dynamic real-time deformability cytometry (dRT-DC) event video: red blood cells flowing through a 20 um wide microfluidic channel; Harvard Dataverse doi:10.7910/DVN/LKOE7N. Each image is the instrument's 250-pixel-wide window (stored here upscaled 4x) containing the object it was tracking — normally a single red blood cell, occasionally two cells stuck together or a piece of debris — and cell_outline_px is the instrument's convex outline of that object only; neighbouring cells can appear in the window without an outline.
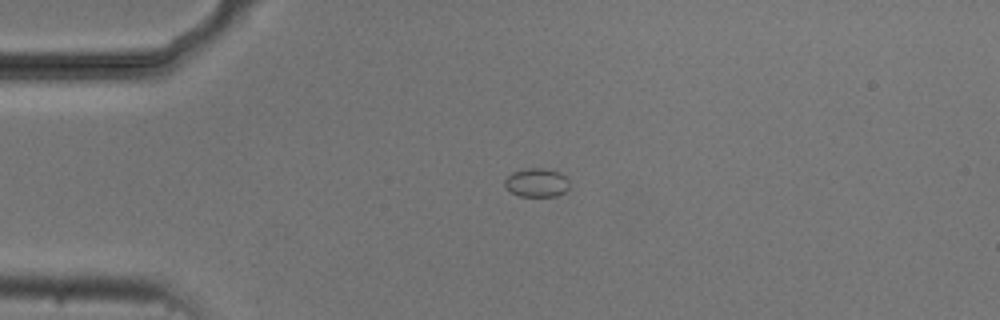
{"species": "common noctule bat (a hibernating species)", "species_latin": "Nyctalus noctula", "temperature_condition": "cold", "stored_images_in_passage": 1, "camera_frame_rate_fps": 3000, "um_per_image_px": 0.085, "animal": {"sex": "male", "body_mass_g": 20.5, "forearm_length_mm": 52.5}, "frame": {"image": 1, "passage_image": 1, "time_ms": 0.0, "image_size_px": [1000, 320], "cell_outline_px": [[568, 188], [564, 192], [556, 196], [520, 196], [512, 192], [504, 184], [504, 180], [512, 172], [528, 168], [544, 168], [560, 172], [568, 180]], "centroid_in_image_um": [45.62, 15.51], "position_along_channel_um": 39.4, "area_um2": 10.69}}